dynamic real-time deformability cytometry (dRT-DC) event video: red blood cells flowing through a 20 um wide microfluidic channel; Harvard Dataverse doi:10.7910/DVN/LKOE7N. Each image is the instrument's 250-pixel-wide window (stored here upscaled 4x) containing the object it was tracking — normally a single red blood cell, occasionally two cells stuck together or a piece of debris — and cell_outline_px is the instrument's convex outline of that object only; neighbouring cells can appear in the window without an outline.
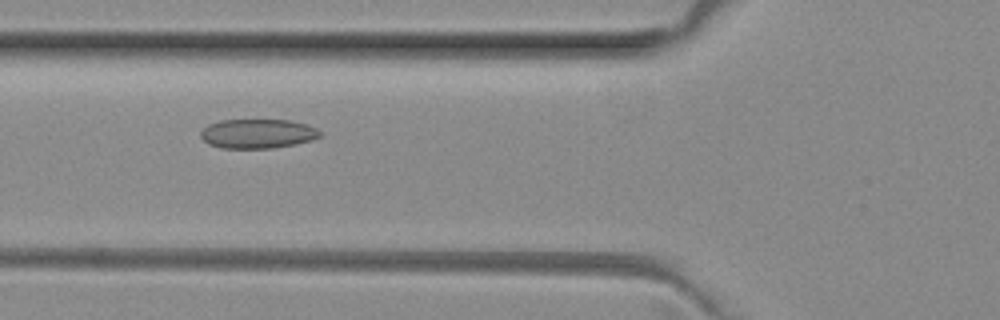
{"species": "common noctule bat (a hibernating species)", "species_latin": "Nyctalus noctula", "temperature_condition": "room temperature", "stored_images_in_passage": 7, "camera_frame_rate_fps": 3000, "um_per_image_px": 0.085, "animal": {"sex": "female", "body_mass_g": 29.2, "forearm_length_mm": 56.3}, "frame": {"image": 1, "passage_image": 6, "time_ms": 1.667, "image_size_px": [1000, 320], "cell_outline_px": [[320, 136], [312, 140], [296, 144], [272, 148], [220, 148], [208, 144], [200, 136], [200, 132], [208, 124], [220, 120], [292, 120], [308, 124], [316, 128], [320, 132]], "centroid_in_image_um": [21.9, 11.36], "position_along_channel_um": 103.9, "area_um2": 20.52}}
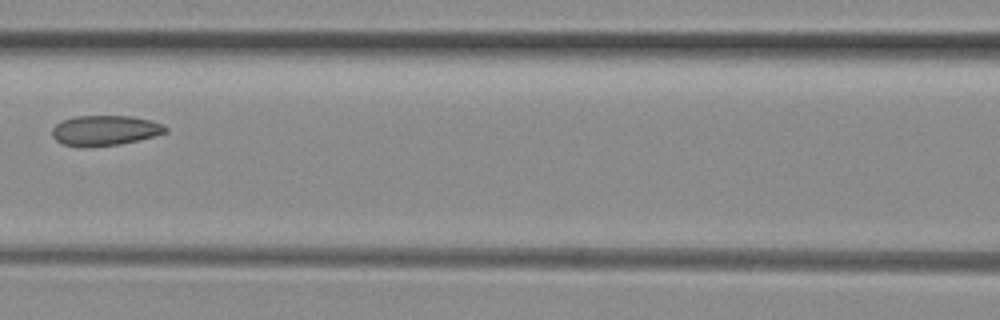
{"frame": {"image": 2, "passage_image": 7, "time_ms": 2.0, "image_size_px": [1000, 320], "cell_outline_px": [[168, 132], [156, 136], [120, 144], [84, 148], [80, 148], [64, 144], [56, 140], [52, 136], [52, 128], [56, 124], [64, 120], [76, 116], [132, 116], [152, 120], [164, 124], [168, 128]], "centroid_in_image_um": [8.95, 11.1], "position_along_channel_um": 157.6, "area_um2": 20.23}}